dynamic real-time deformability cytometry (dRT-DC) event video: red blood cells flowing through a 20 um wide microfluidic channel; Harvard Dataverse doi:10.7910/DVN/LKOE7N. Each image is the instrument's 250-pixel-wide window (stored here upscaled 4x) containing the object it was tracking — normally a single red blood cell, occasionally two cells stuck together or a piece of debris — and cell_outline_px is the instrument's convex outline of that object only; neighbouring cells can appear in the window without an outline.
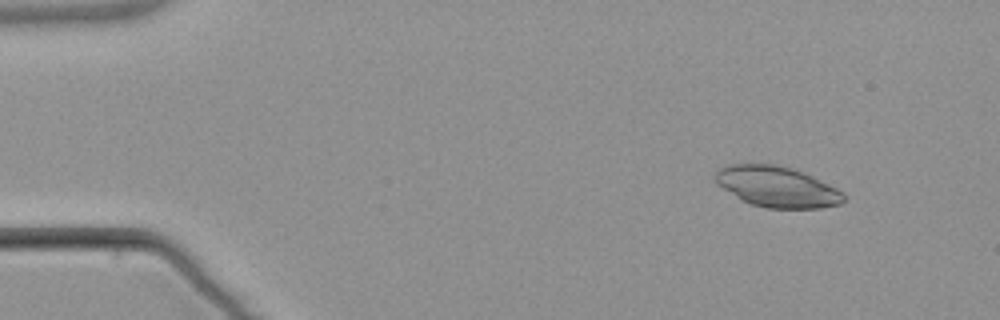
{"species": "common noctule bat (a hibernating species)", "species_latin": "Nyctalus noctula", "temperature_condition": "warm", "stored_images_in_passage": 6, "camera_frame_rate_fps": 3000, "um_per_image_px": 0.085, "animal": {"sex": "male", "body_mass_g": 21.5, "forearm_length_mm": 52.0}, "frame": {"image": 1, "passage_image": 2, "time_ms": 1.0, "image_size_px": [1000, 320], "cell_outline_px": [[848, 196], [840, 204], [820, 208], [768, 208], [752, 204], [740, 200], [716, 184], [712, 180], [716, 168], [724, 164], [776, 164], [792, 168], [804, 172], [844, 192]], "centroid_in_image_um": [65.99, 15.86], "position_along_channel_um": 19.0, "area_um2": 30.98}}